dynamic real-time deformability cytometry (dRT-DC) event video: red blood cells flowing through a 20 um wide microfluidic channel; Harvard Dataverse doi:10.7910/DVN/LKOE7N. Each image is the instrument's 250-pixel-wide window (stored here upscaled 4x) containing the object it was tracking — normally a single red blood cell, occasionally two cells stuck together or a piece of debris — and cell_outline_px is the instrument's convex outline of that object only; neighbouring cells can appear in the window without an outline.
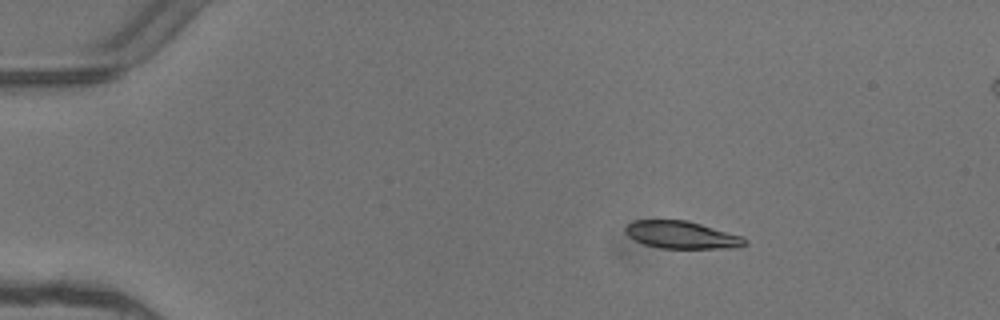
{"species": "common noctule bat (a hibernating species)", "species_latin": "Nyctalus noctula", "temperature_condition": "warm", "stored_images_in_passage": 5, "camera_frame_rate_fps": 3000, "um_per_image_px": 0.085, "animal": {"sex": "female"}, "frame": {"image": 1, "passage_image": 2, "time_ms": 0.333, "image_size_px": [1000, 320], "cell_outline_px": [[748, 244], [740, 248], [660, 248], [644, 244], [628, 236], [624, 232], [624, 228], [632, 220], [688, 220], [744, 236], [748, 240]], "centroid_in_image_um": [58.0, 19.96], "position_along_channel_um": 27.0, "area_um2": 19.42}}